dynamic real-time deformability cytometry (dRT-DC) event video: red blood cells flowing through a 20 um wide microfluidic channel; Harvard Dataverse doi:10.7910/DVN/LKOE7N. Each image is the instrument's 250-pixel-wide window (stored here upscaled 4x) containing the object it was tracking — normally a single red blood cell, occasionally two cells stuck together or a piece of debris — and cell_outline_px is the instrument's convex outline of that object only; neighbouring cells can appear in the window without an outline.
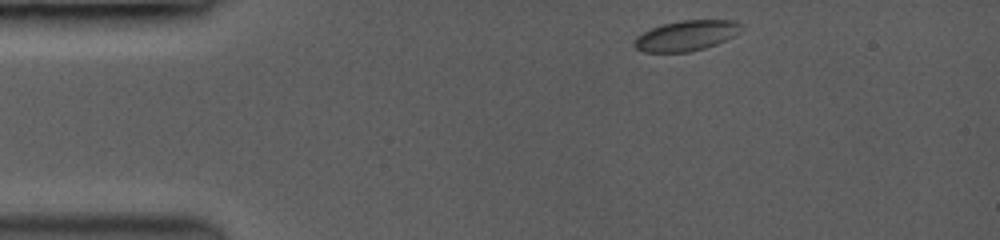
{"species": "common noctule bat (a hibernating species)", "species_latin": "Nyctalus noctula", "temperature_condition": "room temperature", "stored_images_in_passage": 46, "camera_frame_rate_fps": 3500, "um_per_image_px": 0.085, "animal": {"sex": "female", "body_mass_g": 19.0, "forearm_length_mm": 53.3}, "frame": {"image": 1, "passage_image": 1, "time_ms": 0.0, "image_size_px": [1000, 240], "cell_outline_px": [[740, 24], [732, 36], [716, 44], [704, 48], [688, 52], [644, 52], [636, 48], [636, 40], [644, 32], [652, 28], [664, 24], [684, 20], [732, 20]], "centroid_in_image_um": [58.3, 3.04], "position_along_channel_um": 26.7, "area_um2": 18.09}}
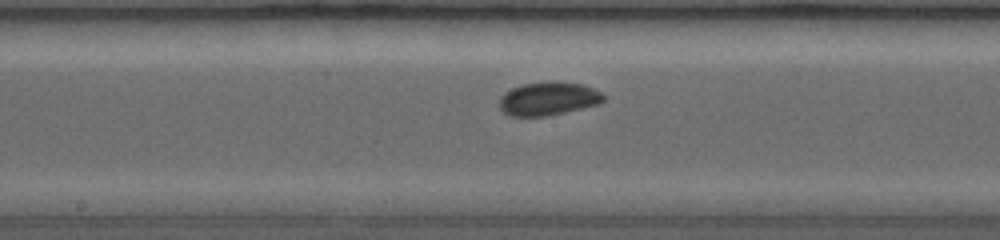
{"frame": {"image": 2, "passage_image": 22, "time_ms": 6.0, "image_size_px": [1000, 240], "cell_outline_px": [[604, 100], [596, 104], [564, 112], [544, 116], [512, 116], [504, 112], [500, 108], [500, 100], [512, 88], [524, 84], [584, 84], [600, 92], [604, 96]], "centroid_in_image_um": [46.61, 8.43], "position_along_channel_um": 201.6, "area_um2": 19.02}}
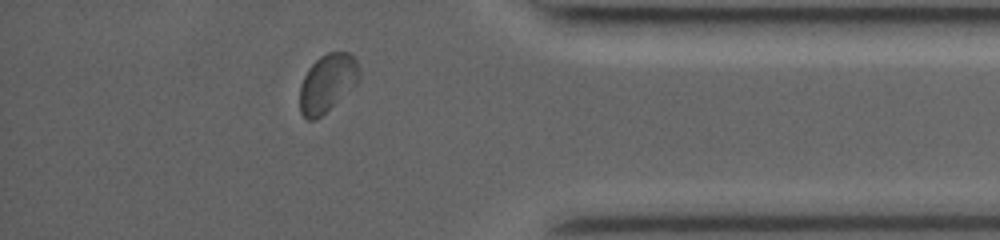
{"frame": {"image": 3, "passage_image": 41, "time_ms": 11.429, "image_size_px": [1000, 240], "cell_outline_px": [[360, 80], [352, 88], [316, 120], [308, 120], [300, 112], [300, 84], [308, 68], [320, 56], [328, 52], [348, 52], [356, 60], [360, 68]], "centroid_in_image_um": [27.83, 7.05], "position_along_channel_um": 407.4, "area_um2": 20.06}, "authors_computed_cell_mechanics": {"area_um2": 19.0162, "velocity_mm_per_s": 3.9897, "shape_relaxation_time_tau1_ms": 3.3228, "shape_relaxation_time_tau2_ms": null, "deformation_change_tau1": 0.055, "deformation_change_tau2": null}}